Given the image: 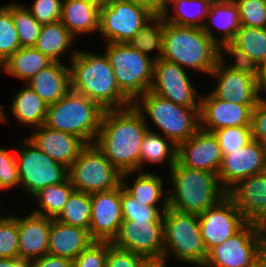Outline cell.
<instances>
[{"mask_svg": "<svg viewBox=\"0 0 266 267\" xmlns=\"http://www.w3.org/2000/svg\"><path fill=\"white\" fill-rule=\"evenodd\" d=\"M94 240L87 229L52 219L49 231L48 254L74 260Z\"/></svg>", "mask_w": 266, "mask_h": 267, "instance_id": "cell-25", "label": "cell"}, {"mask_svg": "<svg viewBox=\"0 0 266 267\" xmlns=\"http://www.w3.org/2000/svg\"><path fill=\"white\" fill-rule=\"evenodd\" d=\"M71 52V90L90 98L103 110L123 109L133 105L120 91L114 69L105 52L90 53L77 47Z\"/></svg>", "mask_w": 266, "mask_h": 267, "instance_id": "cell-2", "label": "cell"}, {"mask_svg": "<svg viewBox=\"0 0 266 267\" xmlns=\"http://www.w3.org/2000/svg\"><path fill=\"white\" fill-rule=\"evenodd\" d=\"M20 47L12 14L5 6H2L0 8V65Z\"/></svg>", "mask_w": 266, "mask_h": 267, "instance_id": "cell-40", "label": "cell"}, {"mask_svg": "<svg viewBox=\"0 0 266 267\" xmlns=\"http://www.w3.org/2000/svg\"><path fill=\"white\" fill-rule=\"evenodd\" d=\"M5 7L11 12L21 47H34L42 26L32 16L25 4L12 2Z\"/></svg>", "mask_w": 266, "mask_h": 267, "instance_id": "cell-37", "label": "cell"}, {"mask_svg": "<svg viewBox=\"0 0 266 267\" xmlns=\"http://www.w3.org/2000/svg\"><path fill=\"white\" fill-rule=\"evenodd\" d=\"M121 207L123 220L129 221H163V213L168 204L148 206L129 195L121 186Z\"/></svg>", "mask_w": 266, "mask_h": 267, "instance_id": "cell-39", "label": "cell"}, {"mask_svg": "<svg viewBox=\"0 0 266 267\" xmlns=\"http://www.w3.org/2000/svg\"><path fill=\"white\" fill-rule=\"evenodd\" d=\"M162 59L210 75L219 61V45L202 28L165 21Z\"/></svg>", "mask_w": 266, "mask_h": 267, "instance_id": "cell-4", "label": "cell"}, {"mask_svg": "<svg viewBox=\"0 0 266 267\" xmlns=\"http://www.w3.org/2000/svg\"><path fill=\"white\" fill-rule=\"evenodd\" d=\"M164 137L153 132L151 128L147 130L141 143L140 172H143L146 162L157 165L168 163V170L177 162L178 146L171 139Z\"/></svg>", "mask_w": 266, "mask_h": 267, "instance_id": "cell-31", "label": "cell"}, {"mask_svg": "<svg viewBox=\"0 0 266 267\" xmlns=\"http://www.w3.org/2000/svg\"><path fill=\"white\" fill-rule=\"evenodd\" d=\"M154 15L125 0H111L100 8L99 32L105 43H128Z\"/></svg>", "mask_w": 266, "mask_h": 267, "instance_id": "cell-12", "label": "cell"}, {"mask_svg": "<svg viewBox=\"0 0 266 267\" xmlns=\"http://www.w3.org/2000/svg\"><path fill=\"white\" fill-rule=\"evenodd\" d=\"M16 186H19V174L15 151L12 153L0 147V190Z\"/></svg>", "mask_w": 266, "mask_h": 267, "instance_id": "cell-47", "label": "cell"}, {"mask_svg": "<svg viewBox=\"0 0 266 267\" xmlns=\"http://www.w3.org/2000/svg\"><path fill=\"white\" fill-rule=\"evenodd\" d=\"M207 18L221 34L218 45L231 42L241 27L238 6L234 0L213 1Z\"/></svg>", "mask_w": 266, "mask_h": 267, "instance_id": "cell-33", "label": "cell"}, {"mask_svg": "<svg viewBox=\"0 0 266 267\" xmlns=\"http://www.w3.org/2000/svg\"><path fill=\"white\" fill-rule=\"evenodd\" d=\"M209 76L216 79L215 89L211 92L227 102L240 105H256L260 98L258 80L251 74L232 71L218 61Z\"/></svg>", "mask_w": 266, "mask_h": 267, "instance_id": "cell-20", "label": "cell"}, {"mask_svg": "<svg viewBox=\"0 0 266 267\" xmlns=\"http://www.w3.org/2000/svg\"><path fill=\"white\" fill-rule=\"evenodd\" d=\"M227 196L241 211L248 223L266 228V174L258 173L239 180L227 191Z\"/></svg>", "mask_w": 266, "mask_h": 267, "instance_id": "cell-21", "label": "cell"}, {"mask_svg": "<svg viewBox=\"0 0 266 267\" xmlns=\"http://www.w3.org/2000/svg\"><path fill=\"white\" fill-rule=\"evenodd\" d=\"M105 48L120 91L134 103L151 86L154 60L129 43H106Z\"/></svg>", "mask_w": 266, "mask_h": 267, "instance_id": "cell-8", "label": "cell"}, {"mask_svg": "<svg viewBox=\"0 0 266 267\" xmlns=\"http://www.w3.org/2000/svg\"><path fill=\"white\" fill-rule=\"evenodd\" d=\"M164 256L202 267L208 253L204 246L198 215L167 208L163 213ZM172 252V253H171Z\"/></svg>", "mask_w": 266, "mask_h": 267, "instance_id": "cell-6", "label": "cell"}, {"mask_svg": "<svg viewBox=\"0 0 266 267\" xmlns=\"http://www.w3.org/2000/svg\"><path fill=\"white\" fill-rule=\"evenodd\" d=\"M242 26L266 28V0H234Z\"/></svg>", "mask_w": 266, "mask_h": 267, "instance_id": "cell-44", "label": "cell"}, {"mask_svg": "<svg viewBox=\"0 0 266 267\" xmlns=\"http://www.w3.org/2000/svg\"><path fill=\"white\" fill-rule=\"evenodd\" d=\"M75 40L69 30L60 21H56L42 26L34 47L52 61L60 62L59 57L69 52Z\"/></svg>", "mask_w": 266, "mask_h": 267, "instance_id": "cell-32", "label": "cell"}, {"mask_svg": "<svg viewBox=\"0 0 266 267\" xmlns=\"http://www.w3.org/2000/svg\"><path fill=\"white\" fill-rule=\"evenodd\" d=\"M146 118L134 105L103 113L94 144L121 173L140 172L141 143L149 129Z\"/></svg>", "mask_w": 266, "mask_h": 267, "instance_id": "cell-1", "label": "cell"}, {"mask_svg": "<svg viewBox=\"0 0 266 267\" xmlns=\"http://www.w3.org/2000/svg\"><path fill=\"white\" fill-rule=\"evenodd\" d=\"M142 267H166L165 260H147Z\"/></svg>", "mask_w": 266, "mask_h": 267, "instance_id": "cell-55", "label": "cell"}, {"mask_svg": "<svg viewBox=\"0 0 266 267\" xmlns=\"http://www.w3.org/2000/svg\"><path fill=\"white\" fill-rule=\"evenodd\" d=\"M200 128L209 132L226 127L251 126L255 105H240L217 98L211 91L201 96Z\"/></svg>", "mask_w": 266, "mask_h": 267, "instance_id": "cell-19", "label": "cell"}, {"mask_svg": "<svg viewBox=\"0 0 266 267\" xmlns=\"http://www.w3.org/2000/svg\"><path fill=\"white\" fill-rule=\"evenodd\" d=\"M122 221L121 185L109 191L91 194L89 234L94 241L111 242Z\"/></svg>", "mask_w": 266, "mask_h": 267, "instance_id": "cell-17", "label": "cell"}, {"mask_svg": "<svg viewBox=\"0 0 266 267\" xmlns=\"http://www.w3.org/2000/svg\"><path fill=\"white\" fill-rule=\"evenodd\" d=\"M17 216L19 258L28 262L48 254L49 231L53 218L33 212Z\"/></svg>", "mask_w": 266, "mask_h": 267, "instance_id": "cell-23", "label": "cell"}, {"mask_svg": "<svg viewBox=\"0 0 266 267\" xmlns=\"http://www.w3.org/2000/svg\"><path fill=\"white\" fill-rule=\"evenodd\" d=\"M74 190L69 178L63 183L44 187L32 197V199L35 198V201L37 200L36 202L40 206L39 210L37 208L31 212L55 219L63 210Z\"/></svg>", "mask_w": 266, "mask_h": 267, "instance_id": "cell-34", "label": "cell"}, {"mask_svg": "<svg viewBox=\"0 0 266 267\" xmlns=\"http://www.w3.org/2000/svg\"><path fill=\"white\" fill-rule=\"evenodd\" d=\"M52 62L48 56L42 54L35 47H20L0 65V69H4L3 71L7 75L22 79L26 83Z\"/></svg>", "mask_w": 266, "mask_h": 267, "instance_id": "cell-30", "label": "cell"}, {"mask_svg": "<svg viewBox=\"0 0 266 267\" xmlns=\"http://www.w3.org/2000/svg\"><path fill=\"white\" fill-rule=\"evenodd\" d=\"M231 43L248 53L259 66L266 63V28L241 25Z\"/></svg>", "mask_w": 266, "mask_h": 267, "instance_id": "cell-38", "label": "cell"}, {"mask_svg": "<svg viewBox=\"0 0 266 267\" xmlns=\"http://www.w3.org/2000/svg\"><path fill=\"white\" fill-rule=\"evenodd\" d=\"M13 98L9 108L17 121L33 129L45 123L48 105L28 84L17 91Z\"/></svg>", "mask_w": 266, "mask_h": 267, "instance_id": "cell-29", "label": "cell"}, {"mask_svg": "<svg viewBox=\"0 0 266 267\" xmlns=\"http://www.w3.org/2000/svg\"><path fill=\"white\" fill-rule=\"evenodd\" d=\"M220 145L222 155L231 154V151L240 150L252 141L251 126L226 127L213 131Z\"/></svg>", "mask_w": 266, "mask_h": 267, "instance_id": "cell-41", "label": "cell"}, {"mask_svg": "<svg viewBox=\"0 0 266 267\" xmlns=\"http://www.w3.org/2000/svg\"><path fill=\"white\" fill-rule=\"evenodd\" d=\"M26 8L41 26L60 21L62 0H34L31 7Z\"/></svg>", "mask_w": 266, "mask_h": 267, "instance_id": "cell-46", "label": "cell"}, {"mask_svg": "<svg viewBox=\"0 0 266 267\" xmlns=\"http://www.w3.org/2000/svg\"><path fill=\"white\" fill-rule=\"evenodd\" d=\"M252 139L266 142V99L260 98L251 114Z\"/></svg>", "mask_w": 266, "mask_h": 267, "instance_id": "cell-49", "label": "cell"}, {"mask_svg": "<svg viewBox=\"0 0 266 267\" xmlns=\"http://www.w3.org/2000/svg\"><path fill=\"white\" fill-rule=\"evenodd\" d=\"M26 138L54 161L68 168L87 145L74 134L54 130L44 124L35 128L32 134Z\"/></svg>", "mask_w": 266, "mask_h": 267, "instance_id": "cell-22", "label": "cell"}, {"mask_svg": "<svg viewBox=\"0 0 266 267\" xmlns=\"http://www.w3.org/2000/svg\"><path fill=\"white\" fill-rule=\"evenodd\" d=\"M108 241H94L74 260L72 267H106Z\"/></svg>", "mask_w": 266, "mask_h": 267, "instance_id": "cell-45", "label": "cell"}, {"mask_svg": "<svg viewBox=\"0 0 266 267\" xmlns=\"http://www.w3.org/2000/svg\"><path fill=\"white\" fill-rule=\"evenodd\" d=\"M76 191L87 194L109 191L121 185L122 173L95 144H87L68 168Z\"/></svg>", "mask_w": 266, "mask_h": 267, "instance_id": "cell-9", "label": "cell"}, {"mask_svg": "<svg viewBox=\"0 0 266 267\" xmlns=\"http://www.w3.org/2000/svg\"><path fill=\"white\" fill-rule=\"evenodd\" d=\"M222 157L220 145L213 132L201 128L178 145L177 161L186 168L218 175Z\"/></svg>", "mask_w": 266, "mask_h": 267, "instance_id": "cell-18", "label": "cell"}, {"mask_svg": "<svg viewBox=\"0 0 266 267\" xmlns=\"http://www.w3.org/2000/svg\"><path fill=\"white\" fill-rule=\"evenodd\" d=\"M198 219L207 253L232 237L247 223L241 211L228 196L198 215Z\"/></svg>", "mask_w": 266, "mask_h": 267, "instance_id": "cell-15", "label": "cell"}, {"mask_svg": "<svg viewBox=\"0 0 266 267\" xmlns=\"http://www.w3.org/2000/svg\"><path fill=\"white\" fill-rule=\"evenodd\" d=\"M212 0H167L162 13L166 22L188 27L202 28L218 44V38L212 32L210 22L206 21ZM170 11H174L171 14ZM173 14V15H172Z\"/></svg>", "mask_w": 266, "mask_h": 267, "instance_id": "cell-26", "label": "cell"}, {"mask_svg": "<svg viewBox=\"0 0 266 267\" xmlns=\"http://www.w3.org/2000/svg\"><path fill=\"white\" fill-rule=\"evenodd\" d=\"M133 105L141 114L148 115L160 132L177 146L200 128V108L177 105L149 90Z\"/></svg>", "mask_w": 266, "mask_h": 267, "instance_id": "cell-7", "label": "cell"}, {"mask_svg": "<svg viewBox=\"0 0 266 267\" xmlns=\"http://www.w3.org/2000/svg\"><path fill=\"white\" fill-rule=\"evenodd\" d=\"M60 22L75 38L99 32L100 8L83 0H62Z\"/></svg>", "mask_w": 266, "mask_h": 267, "instance_id": "cell-27", "label": "cell"}, {"mask_svg": "<svg viewBox=\"0 0 266 267\" xmlns=\"http://www.w3.org/2000/svg\"><path fill=\"white\" fill-rule=\"evenodd\" d=\"M26 84L47 105L56 103L71 91L69 65L53 61L29 79Z\"/></svg>", "mask_w": 266, "mask_h": 267, "instance_id": "cell-24", "label": "cell"}, {"mask_svg": "<svg viewBox=\"0 0 266 267\" xmlns=\"http://www.w3.org/2000/svg\"><path fill=\"white\" fill-rule=\"evenodd\" d=\"M87 3L93 4L99 8H103L106 4H108L111 0H83Z\"/></svg>", "mask_w": 266, "mask_h": 267, "instance_id": "cell-56", "label": "cell"}, {"mask_svg": "<svg viewBox=\"0 0 266 267\" xmlns=\"http://www.w3.org/2000/svg\"><path fill=\"white\" fill-rule=\"evenodd\" d=\"M0 267H27V262L20 258H0Z\"/></svg>", "mask_w": 266, "mask_h": 267, "instance_id": "cell-52", "label": "cell"}, {"mask_svg": "<svg viewBox=\"0 0 266 267\" xmlns=\"http://www.w3.org/2000/svg\"><path fill=\"white\" fill-rule=\"evenodd\" d=\"M168 172V207L176 211L200 215L227 196L217 174L186 168L178 161Z\"/></svg>", "mask_w": 266, "mask_h": 267, "instance_id": "cell-3", "label": "cell"}, {"mask_svg": "<svg viewBox=\"0 0 266 267\" xmlns=\"http://www.w3.org/2000/svg\"><path fill=\"white\" fill-rule=\"evenodd\" d=\"M0 258H19L17 215L0 214Z\"/></svg>", "mask_w": 266, "mask_h": 267, "instance_id": "cell-43", "label": "cell"}, {"mask_svg": "<svg viewBox=\"0 0 266 267\" xmlns=\"http://www.w3.org/2000/svg\"><path fill=\"white\" fill-rule=\"evenodd\" d=\"M132 3H135L136 5L142 6L146 8L148 11H150L153 15H162L167 0H125Z\"/></svg>", "mask_w": 266, "mask_h": 267, "instance_id": "cell-51", "label": "cell"}, {"mask_svg": "<svg viewBox=\"0 0 266 267\" xmlns=\"http://www.w3.org/2000/svg\"><path fill=\"white\" fill-rule=\"evenodd\" d=\"M146 261L145 257L117 248L108 242L106 267H142Z\"/></svg>", "mask_w": 266, "mask_h": 267, "instance_id": "cell-48", "label": "cell"}, {"mask_svg": "<svg viewBox=\"0 0 266 267\" xmlns=\"http://www.w3.org/2000/svg\"><path fill=\"white\" fill-rule=\"evenodd\" d=\"M253 267H266V242L258 250Z\"/></svg>", "mask_w": 266, "mask_h": 267, "instance_id": "cell-53", "label": "cell"}, {"mask_svg": "<svg viewBox=\"0 0 266 267\" xmlns=\"http://www.w3.org/2000/svg\"><path fill=\"white\" fill-rule=\"evenodd\" d=\"M27 267H72V260L66 257L46 254L27 262Z\"/></svg>", "mask_w": 266, "mask_h": 267, "instance_id": "cell-50", "label": "cell"}, {"mask_svg": "<svg viewBox=\"0 0 266 267\" xmlns=\"http://www.w3.org/2000/svg\"><path fill=\"white\" fill-rule=\"evenodd\" d=\"M111 244L139 254L147 260H162L164 256L163 221L123 220Z\"/></svg>", "mask_w": 266, "mask_h": 267, "instance_id": "cell-13", "label": "cell"}, {"mask_svg": "<svg viewBox=\"0 0 266 267\" xmlns=\"http://www.w3.org/2000/svg\"><path fill=\"white\" fill-rule=\"evenodd\" d=\"M222 163L218 171L221 186L228 191L239 180L262 173L266 164L265 143L252 140L240 150L222 155Z\"/></svg>", "mask_w": 266, "mask_h": 267, "instance_id": "cell-16", "label": "cell"}, {"mask_svg": "<svg viewBox=\"0 0 266 267\" xmlns=\"http://www.w3.org/2000/svg\"><path fill=\"white\" fill-rule=\"evenodd\" d=\"M265 242L266 228L247 222L232 237L212 248L202 267H253Z\"/></svg>", "mask_w": 266, "mask_h": 267, "instance_id": "cell-11", "label": "cell"}, {"mask_svg": "<svg viewBox=\"0 0 266 267\" xmlns=\"http://www.w3.org/2000/svg\"><path fill=\"white\" fill-rule=\"evenodd\" d=\"M15 150L19 186L31 198L48 185L63 183L68 179V167L54 161L35 147L27 138Z\"/></svg>", "mask_w": 266, "mask_h": 267, "instance_id": "cell-10", "label": "cell"}, {"mask_svg": "<svg viewBox=\"0 0 266 267\" xmlns=\"http://www.w3.org/2000/svg\"><path fill=\"white\" fill-rule=\"evenodd\" d=\"M164 23L165 18L162 15H154L128 43L154 61L161 59ZM155 50L158 53L153 57L150 56V52Z\"/></svg>", "mask_w": 266, "mask_h": 267, "instance_id": "cell-35", "label": "cell"}, {"mask_svg": "<svg viewBox=\"0 0 266 267\" xmlns=\"http://www.w3.org/2000/svg\"><path fill=\"white\" fill-rule=\"evenodd\" d=\"M257 80L259 94H262L261 91L266 92V63L260 66V74Z\"/></svg>", "mask_w": 266, "mask_h": 267, "instance_id": "cell-54", "label": "cell"}, {"mask_svg": "<svg viewBox=\"0 0 266 267\" xmlns=\"http://www.w3.org/2000/svg\"><path fill=\"white\" fill-rule=\"evenodd\" d=\"M224 55L233 56L232 58H235V62H232L233 64H230V66H226L227 61L224 59ZM219 61L229 70L248 73L257 79L259 77L260 66L258 63L248 53L236 48L231 42L219 46Z\"/></svg>", "mask_w": 266, "mask_h": 267, "instance_id": "cell-42", "label": "cell"}, {"mask_svg": "<svg viewBox=\"0 0 266 267\" xmlns=\"http://www.w3.org/2000/svg\"><path fill=\"white\" fill-rule=\"evenodd\" d=\"M136 172H125L122 173L121 186L122 188L133 198L141 203H145L148 206H158L161 199L162 204H168L167 193L164 189V181L162 177L153 174L151 172H137V175L133 183H126V178ZM166 195L164 198L163 196Z\"/></svg>", "mask_w": 266, "mask_h": 267, "instance_id": "cell-28", "label": "cell"}, {"mask_svg": "<svg viewBox=\"0 0 266 267\" xmlns=\"http://www.w3.org/2000/svg\"><path fill=\"white\" fill-rule=\"evenodd\" d=\"M105 110L83 94L71 90L56 103L48 105L44 125L80 137L94 144Z\"/></svg>", "mask_w": 266, "mask_h": 267, "instance_id": "cell-5", "label": "cell"}, {"mask_svg": "<svg viewBox=\"0 0 266 267\" xmlns=\"http://www.w3.org/2000/svg\"><path fill=\"white\" fill-rule=\"evenodd\" d=\"M149 91L177 105L200 108L201 95L194 89L186 69L162 58L154 61L153 78Z\"/></svg>", "mask_w": 266, "mask_h": 267, "instance_id": "cell-14", "label": "cell"}, {"mask_svg": "<svg viewBox=\"0 0 266 267\" xmlns=\"http://www.w3.org/2000/svg\"><path fill=\"white\" fill-rule=\"evenodd\" d=\"M58 222L87 229L91 220V194L74 190L63 210L55 218Z\"/></svg>", "mask_w": 266, "mask_h": 267, "instance_id": "cell-36", "label": "cell"}]
</instances>
